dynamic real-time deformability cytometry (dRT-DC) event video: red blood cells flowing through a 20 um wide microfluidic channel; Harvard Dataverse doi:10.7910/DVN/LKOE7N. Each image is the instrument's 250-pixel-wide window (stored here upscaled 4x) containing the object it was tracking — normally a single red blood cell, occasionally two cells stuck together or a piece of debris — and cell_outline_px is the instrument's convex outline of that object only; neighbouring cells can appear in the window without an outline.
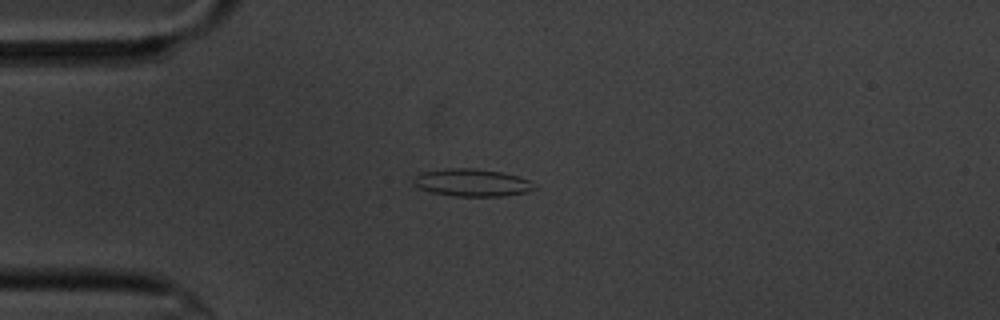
{"species": "common noctule bat (a hibernating species)", "species_latin": "Nyctalus noctula", "temperature_condition": "cold", "stored_images_in_passage": 46, "camera_frame_rate_fps": 3000, "um_per_image_px": 0.085, "animal": {"sex": "male", "body_mass_g": 20.1, "forearm_length_mm": 53.5}, "frame": {"image": 1, "passage_image": 3, "time_ms": 0.667, "image_size_px": [1000, 320], "cell_outline_px": [[536, 188], [528, 192], [504, 196], [456, 196], [432, 192], [420, 188], [412, 180], [420, 172], [448, 168], [472, 168], [500, 172], [532, 180]], "centroid_in_image_um": [40.16, 15.52], "position_along_channel_um": 44.8, "area_um2": 19.25}}
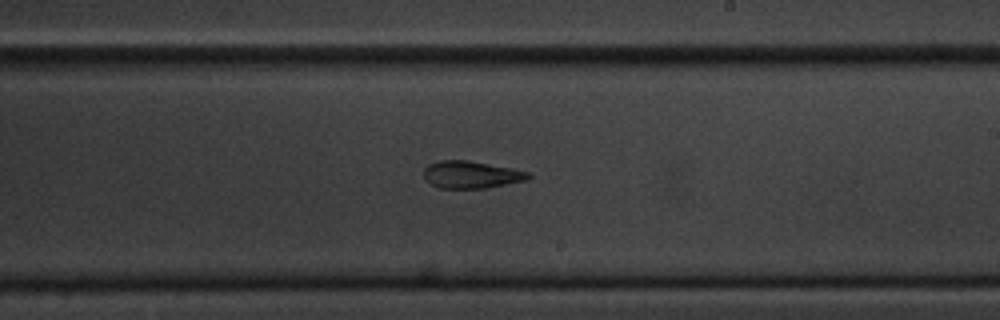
{"frame": {"image": 2, "passage_image": 22, "time_ms": 7.0, "image_size_px": [1000, 320], "cell_outline_px": [[532, 176], [528, 180], [484, 188], [440, 188], [424, 180], [424, 168], [428, 164], [440, 160], [468, 160], [512, 168], [528, 172]], "centroid_in_image_um": [40.04, 14.84], "position_along_channel_um": 249.0, "area_um2": 16.65}}
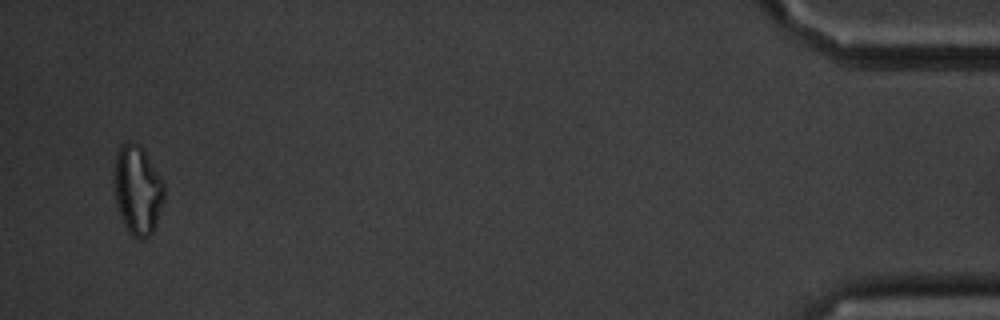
{"frame": {"image": 3, "passage_image": 44, "time_ms": 14.333, "image_size_px": [1000, 320], "cell_outline_px": [[164, 200], [156, 224], [152, 232], [148, 236], [140, 240], [132, 236], [128, 232], [120, 216], [116, 204], [112, 184], [112, 172], [116, 152], [120, 144], [124, 140], [128, 140], [140, 144], [164, 180]], "centroid_in_image_um": [11.65, 16.09], "position_along_channel_um": 423.5, "area_um2": 26.99}, "authors_computed_cell_mechanics": {"area_um2": 17.7735, "velocity_mm_per_s": 3.4901, "shape_relaxation_time_tau1_ms": null, "shape_relaxation_time_tau2_ms": 5.4327, "deformation_change_tau1": null, "deformation_change_tau2": 0.1562}}